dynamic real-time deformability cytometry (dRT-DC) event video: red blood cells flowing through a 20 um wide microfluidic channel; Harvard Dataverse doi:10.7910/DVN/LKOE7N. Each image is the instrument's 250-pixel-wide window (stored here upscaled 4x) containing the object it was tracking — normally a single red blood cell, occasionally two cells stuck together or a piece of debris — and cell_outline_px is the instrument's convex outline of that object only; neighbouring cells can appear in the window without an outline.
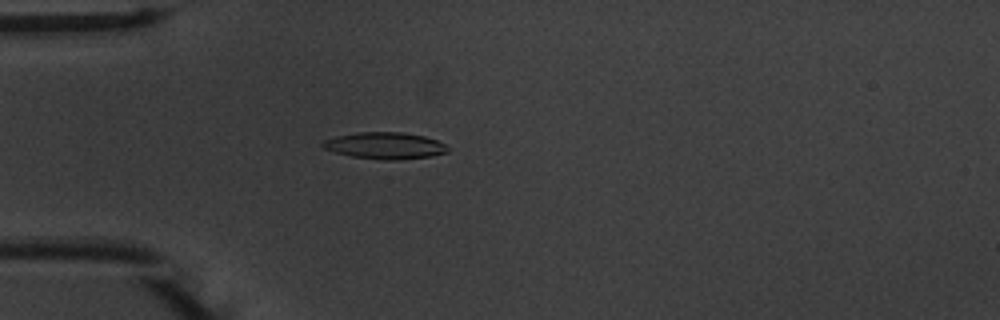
{"species": "common noctule bat (a hibernating species)", "species_latin": "Nyctalus noctula", "temperature_condition": "warm", "stored_images_in_passage": 55, "camera_frame_rate_fps": 3000, "um_per_image_px": 0.085, "animal": {"sex": "male", "body_mass_g": 20.1, "forearm_length_mm": 53.5}, "frame": {"image": 1, "passage_image": 16, "time_ms": 5.0, "image_size_px": [1000, 320], "cell_outline_px": [[448, 152], [432, 156], [396, 160], [384, 160], [352, 156], [336, 152], [324, 148], [320, 144], [324, 140], [336, 136], [356, 132], [404, 132], [424, 136], [436, 140], [444, 144], [448, 148]], "centroid_in_image_um": [32.72, 12.37], "position_along_channel_um": 52.3, "area_um2": 19.36}}
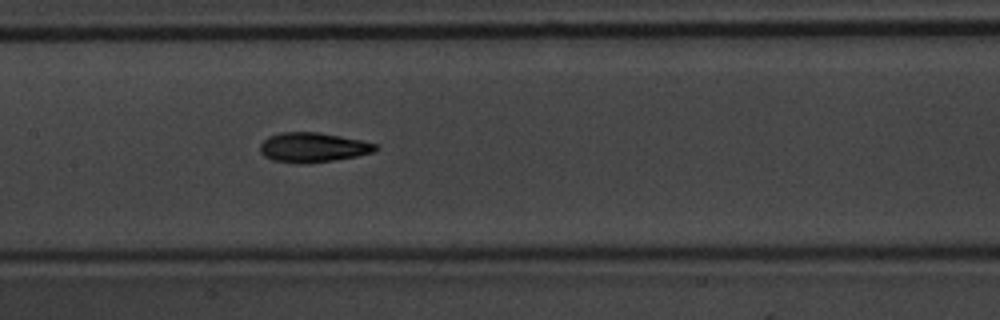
{"frame": {"image": 2, "passage_image": 27, "time_ms": 8.667, "image_size_px": [1000, 320], "cell_outline_px": [[380, 148], [372, 152], [356, 156], [332, 160], [300, 164], [272, 160], [264, 156], [260, 152], [260, 144], [268, 136], [280, 132], [320, 132], [360, 140], [376, 144]], "centroid_in_image_um": [26.56, 12.52], "position_along_channel_um": 180.8, "area_um2": 19.88}}
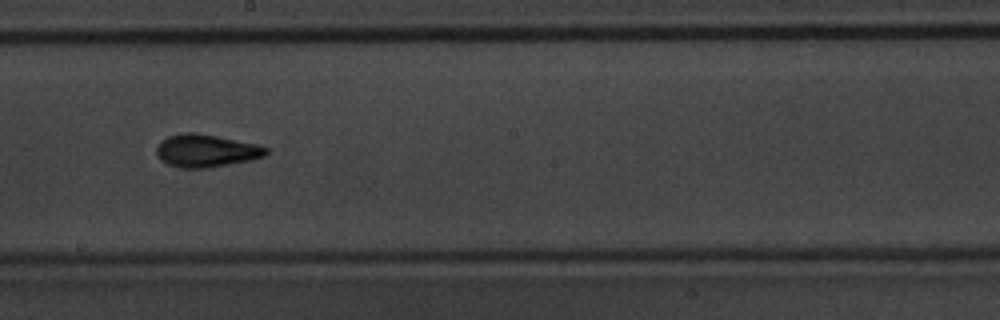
{"frame": {"image": 3, "passage_image": 31, "time_ms": 10.0, "image_size_px": [1000, 320], "cell_outline_px": [[268, 152], [264, 156], [252, 160], [208, 168], [184, 168], [168, 164], [160, 160], [156, 152], [156, 144], [160, 140], [168, 136], [188, 132], [196, 132], [260, 144], [268, 148]], "centroid_in_image_um": [17.53, 12.8], "position_along_channel_um": 230.7, "area_um2": 21.15}, "authors_computed_cell_mechanics": {"area_um2": 19.0162, "velocity_mm_per_s": 3.7649, "shape_relaxation_time_tau1_ms": 4.0586, "shape_relaxation_time_tau2_ms": 3.4564, "deformation_change_tau1": 0.174, "deformation_change_tau2": 0.1019}}